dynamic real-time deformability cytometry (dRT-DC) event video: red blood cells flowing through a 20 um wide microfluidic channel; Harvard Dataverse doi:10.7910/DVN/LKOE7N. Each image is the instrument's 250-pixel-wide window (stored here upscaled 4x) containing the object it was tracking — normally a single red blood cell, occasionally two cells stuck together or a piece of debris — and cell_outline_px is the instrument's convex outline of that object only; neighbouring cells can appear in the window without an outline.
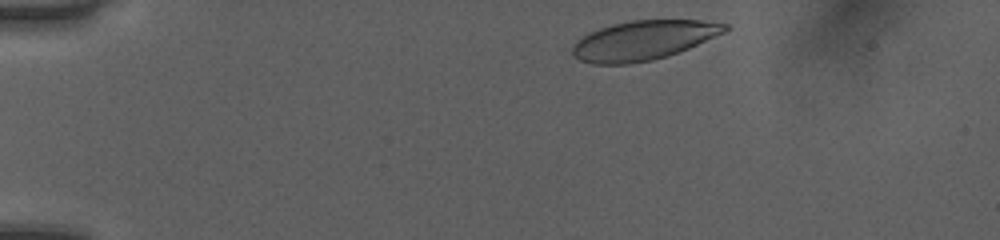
{"species": "human", "species_latin": "Homo sapiens", "temperature_condition": "room temperature", "stored_images_in_passage": 37, "camera_frame_rate_fps": 3000, "um_per_image_px": 0.085, "donor": {"sex": "female"}, "frame": {"image": 1, "passage_image": 2, "time_ms": 0.333, "image_size_px": [1000, 240], "cell_outline_px": [[732, 28], [724, 32], [688, 48], [668, 56], [652, 60], [628, 64], [592, 64], [580, 60], [572, 56], [572, 44], [576, 40], [588, 32], [612, 24], [632, 20], [700, 20], [728, 24]], "centroid_in_image_um": [54.65, 3.43], "position_along_channel_um": 30.4, "area_um2": 35.08}}
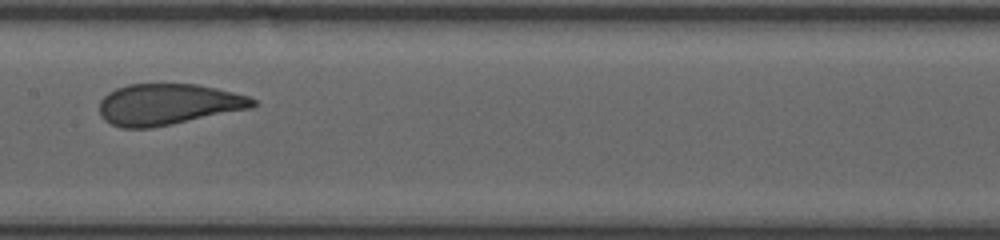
{"frame": {"image": 2, "passage_image": 20, "time_ms": 6.333, "image_size_px": [1000, 240], "cell_outline_px": [[256, 104], [252, 108], [172, 124], [148, 128], [120, 128], [104, 120], [100, 116], [100, 100], [108, 92], [116, 88], [128, 84], [196, 84], [216, 88], [248, 96], [256, 100]], "centroid_in_image_um": [14.26, 8.87], "position_along_channel_um": 193.1, "area_um2": 36.76}}
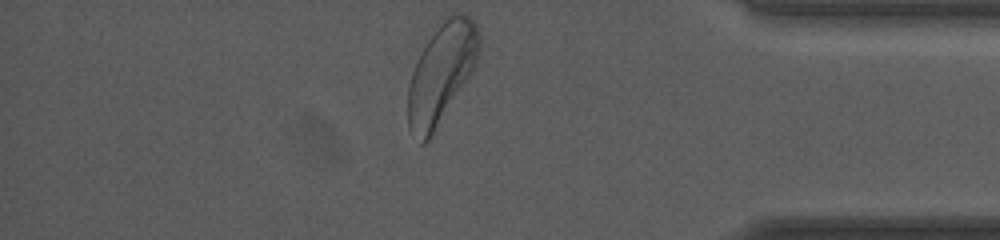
{"frame": {"image": 3, "passage_image": 37, "time_ms": 12.0, "image_size_px": [1000, 240], "cell_outline_px": [[480, 48], [476, 64], [472, 72], [432, 136], [424, 144], [420, 144], [408, 128], [408, 84], [416, 60], [420, 52], [440, 16], [452, 12], [460, 12], [468, 16], [480, 28]], "centroid_in_image_um": [37.51, 6.15], "position_along_channel_um": 397.7, "area_um2": 42.37}, "authors_computed_cell_mechanics": {"area_um2": 37.3966, "velocity_mm_per_s": 4.0295, "shape_relaxation_time_tau1_ms": 3.0651, "shape_relaxation_time_tau2_ms": null, "deformation_change_tau1": 0.1476, "deformation_change_tau2": null}}